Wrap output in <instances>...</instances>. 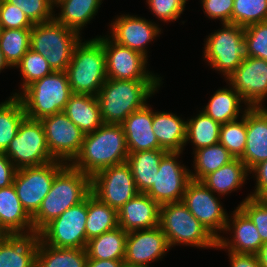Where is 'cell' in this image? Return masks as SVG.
<instances>
[{"label": "cell", "mask_w": 267, "mask_h": 267, "mask_svg": "<svg viewBox=\"0 0 267 267\" xmlns=\"http://www.w3.org/2000/svg\"><path fill=\"white\" fill-rule=\"evenodd\" d=\"M128 155L122 125L103 123L84 135L81 151L71 165L92 177L105 168L125 163Z\"/></svg>", "instance_id": "cell-1"}, {"label": "cell", "mask_w": 267, "mask_h": 267, "mask_svg": "<svg viewBox=\"0 0 267 267\" xmlns=\"http://www.w3.org/2000/svg\"><path fill=\"white\" fill-rule=\"evenodd\" d=\"M161 81L107 79L96 95L103 123L121 124L129 114L147 104Z\"/></svg>", "instance_id": "cell-2"}, {"label": "cell", "mask_w": 267, "mask_h": 267, "mask_svg": "<svg viewBox=\"0 0 267 267\" xmlns=\"http://www.w3.org/2000/svg\"><path fill=\"white\" fill-rule=\"evenodd\" d=\"M91 193V177L66 164L56 175L51 189L32 217L34 232L38 233L51 220L85 200Z\"/></svg>", "instance_id": "cell-3"}, {"label": "cell", "mask_w": 267, "mask_h": 267, "mask_svg": "<svg viewBox=\"0 0 267 267\" xmlns=\"http://www.w3.org/2000/svg\"><path fill=\"white\" fill-rule=\"evenodd\" d=\"M21 92L13 96L21 100L26 117L33 120L64 111L73 94L66 71H53Z\"/></svg>", "instance_id": "cell-4"}, {"label": "cell", "mask_w": 267, "mask_h": 267, "mask_svg": "<svg viewBox=\"0 0 267 267\" xmlns=\"http://www.w3.org/2000/svg\"><path fill=\"white\" fill-rule=\"evenodd\" d=\"M66 73L73 94L96 96L107 80L103 44L97 38L85 42L80 40L74 48Z\"/></svg>", "instance_id": "cell-5"}, {"label": "cell", "mask_w": 267, "mask_h": 267, "mask_svg": "<svg viewBox=\"0 0 267 267\" xmlns=\"http://www.w3.org/2000/svg\"><path fill=\"white\" fill-rule=\"evenodd\" d=\"M80 40L78 32L53 19L33 25L30 49L44 56L53 71H66Z\"/></svg>", "instance_id": "cell-6"}, {"label": "cell", "mask_w": 267, "mask_h": 267, "mask_svg": "<svg viewBox=\"0 0 267 267\" xmlns=\"http://www.w3.org/2000/svg\"><path fill=\"white\" fill-rule=\"evenodd\" d=\"M159 226L170 248L185 244L216 249L217 240L190 213L182 201L160 205Z\"/></svg>", "instance_id": "cell-7"}, {"label": "cell", "mask_w": 267, "mask_h": 267, "mask_svg": "<svg viewBox=\"0 0 267 267\" xmlns=\"http://www.w3.org/2000/svg\"><path fill=\"white\" fill-rule=\"evenodd\" d=\"M222 25L223 29L206 38L204 59L211 68L220 71L227 78L247 57L246 41L244 27L232 23Z\"/></svg>", "instance_id": "cell-8"}, {"label": "cell", "mask_w": 267, "mask_h": 267, "mask_svg": "<svg viewBox=\"0 0 267 267\" xmlns=\"http://www.w3.org/2000/svg\"><path fill=\"white\" fill-rule=\"evenodd\" d=\"M4 154L17 169L55 161L49 152L41 121L27 117L21 122Z\"/></svg>", "instance_id": "cell-9"}, {"label": "cell", "mask_w": 267, "mask_h": 267, "mask_svg": "<svg viewBox=\"0 0 267 267\" xmlns=\"http://www.w3.org/2000/svg\"><path fill=\"white\" fill-rule=\"evenodd\" d=\"M87 198L51 220L39 232V239L56 248L86 249Z\"/></svg>", "instance_id": "cell-10"}, {"label": "cell", "mask_w": 267, "mask_h": 267, "mask_svg": "<svg viewBox=\"0 0 267 267\" xmlns=\"http://www.w3.org/2000/svg\"><path fill=\"white\" fill-rule=\"evenodd\" d=\"M66 165L61 161L17 169L13 185L22 207L32 218L51 189L55 175Z\"/></svg>", "instance_id": "cell-11"}, {"label": "cell", "mask_w": 267, "mask_h": 267, "mask_svg": "<svg viewBox=\"0 0 267 267\" xmlns=\"http://www.w3.org/2000/svg\"><path fill=\"white\" fill-rule=\"evenodd\" d=\"M40 121L52 158L71 164L81 151L85 134L63 111Z\"/></svg>", "instance_id": "cell-12"}, {"label": "cell", "mask_w": 267, "mask_h": 267, "mask_svg": "<svg viewBox=\"0 0 267 267\" xmlns=\"http://www.w3.org/2000/svg\"><path fill=\"white\" fill-rule=\"evenodd\" d=\"M91 193L119 211L139 192L136 189L130 166L125 162L105 168L93 175Z\"/></svg>", "instance_id": "cell-13"}, {"label": "cell", "mask_w": 267, "mask_h": 267, "mask_svg": "<svg viewBox=\"0 0 267 267\" xmlns=\"http://www.w3.org/2000/svg\"><path fill=\"white\" fill-rule=\"evenodd\" d=\"M106 54L107 79L161 80L146 69L148 58L142 53L116 43L110 36L96 37Z\"/></svg>", "instance_id": "cell-14"}, {"label": "cell", "mask_w": 267, "mask_h": 267, "mask_svg": "<svg viewBox=\"0 0 267 267\" xmlns=\"http://www.w3.org/2000/svg\"><path fill=\"white\" fill-rule=\"evenodd\" d=\"M201 181L191 179L187 184L182 202L190 213L216 239L220 237L218 231H224L228 214L214 195Z\"/></svg>", "instance_id": "cell-15"}, {"label": "cell", "mask_w": 267, "mask_h": 267, "mask_svg": "<svg viewBox=\"0 0 267 267\" xmlns=\"http://www.w3.org/2000/svg\"><path fill=\"white\" fill-rule=\"evenodd\" d=\"M182 152H167L161 159L154 184L146 194L159 205L183 200L187 184L191 180L190 172L178 163Z\"/></svg>", "instance_id": "cell-16"}, {"label": "cell", "mask_w": 267, "mask_h": 267, "mask_svg": "<svg viewBox=\"0 0 267 267\" xmlns=\"http://www.w3.org/2000/svg\"><path fill=\"white\" fill-rule=\"evenodd\" d=\"M226 80L249 108L264 107L262 103L267 98L266 60L247 56Z\"/></svg>", "instance_id": "cell-17"}, {"label": "cell", "mask_w": 267, "mask_h": 267, "mask_svg": "<svg viewBox=\"0 0 267 267\" xmlns=\"http://www.w3.org/2000/svg\"><path fill=\"white\" fill-rule=\"evenodd\" d=\"M170 249L160 226L127 233L124 262L130 265L150 267Z\"/></svg>", "instance_id": "cell-18"}, {"label": "cell", "mask_w": 267, "mask_h": 267, "mask_svg": "<svg viewBox=\"0 0 267 267\" xmlns=\"http://www.w3.org/2000/svg\"><path fill=\"white\" fill-rule=\"evenodd\" d=\"M134 15H121L111 23V38L118 44L147 56L146 45L161 34L159 25Z\"/></svg>", "instance_id": "cell-19"}, {"label": "cell", "mask_w": 267, "mask_h": 267, "mask_svg": "<svg viewBox=\"0 0 267 267\" xmlns=\"http://www.w3.org/2000/svg\"><path fill=\"white\" fill-rule=\"evenodd\" d=\"M233 216H228L225 231H231L233 239L220 236L217 240L218 249H228L235 253L256 254L263 245L260 234L249 216L238 206L232 213ZM229 217H232V219ZM230 221H232L230 223ZM233 225V226H232ZM232 226V227H231Z\"/></svg>", "instance_id": "cell-20"}, {"label": "cell", "mask_w": 267, "mask_h": 267, "mask_svg": "<svg viewBox=\"0 0 267 267\" xmlns=\"http://www.w3.org/2000/svg\"><path fill=\"white\" fill-rule=\"evenodd\" d=\"M246 107V146L240 160L250 171L267 160V109Z\"/></svg>", "instance_id": "cell-21"}, {"label": "cell", "mask_w": 267, "mask_h": 267, "mask_svg": "<svg viewBox=\"0 0 267 267\" xmlns=\"http://www.w3.org/2000/svg\"><path fill=\"white\" fill-rule=\"evenodd\" d=\"M160 205L146 193H138L118 211V224L125 232L159 225Z\"/></svg>", "instance_id": "cell-22"}, {"label": "cell", "mask_w": 267, "mask_h": 267, "mask_svg": "<svg viewBox=\"0 0 267 267\" xmlns=\"http://www.w3.org/2000/svg\"><path fill=\"white\" fill-rule=\"evenodd\" d=\"M153 110L146 104L121 123L128 153L161 149L152 128Z\"/></svg>", "instance_id": "cell-23"}, {"label": "cell", "mask_w": 267, "mask_h": 267, "mask_svg": "<svg viewBox=\"0 0 267 267\" xmlns=\"http://www.w3.org/2000/svg\"><path fill=\"white\" fill-rule=\"evenodd\" d=\"M0 223L11 235L35 233L32 218L22 207L13 184L0 188Z\"/></svg>", "instance_id": "cell-24"}, {"label": "cell", "mask_w": 267, "mask_h": 267, "mask_svg": "<svg viewBox=\"0 0 267 267\" xmlns=\"http://www.w3.org/2000/svg\"><path fill=\"white\" fill-rule=\"evenodd\" d=\"M38 233L11 235L0 244V267H35Z\"/></svg>", "instance_id": "cell-25"}, {"label": "cell", "mask_w": 267, "mask_h": 267, "mask_svg": "<svg viewBox=\"0 0 267 267\" xmlns=\"http://www.w3.org/2000/svg\"><path fill=\"white\" fill-rule=\"evenodd\" d=\"M152 128L160 148L167 152H183L187 121L167 112H153Z\"/></svg>", "instance_id": "cell-26"}, {"label": "cell", "mask_w": 267, "mask_h": 267, "mask_svg": "<svg viewBox=\"0 0 267 267\" xmlns=\"http://www.w3.org/2000/svg\"><path fill=\"white\" fill-rule=\"evenodd\" d=\"M84 134L98 129L103 120L96 96L88 94H72L63 111Z\"/></svg>", "instance_id": "cell-27"}, {"label": "cell", "mask_w": 267, "mask_h": 267, "mask_svg": "<svg viewBox=\"0 0 267 267\" xmlns=\"http://www.w3.org/2000/svg\"><path fill=\"white\" fill-rule=\"evenodd\" d=\"M249 170L240 158H234L228 164L206 175L201 182L220 197L240 189L248 177Z\"/></svg>", "instance_id": "cell-28"}, {"label": "cell", "mask_w": 267, "mask_h": 267, "mask_svg": "<svg viewBox=\"0 0 267 267\" xmlns=\"http://www.w3.org/2000/svg\"><path fill=\"white\" fill-rule=\"evenodd\" d=\"M166 153L163 149L129 153L126 163L130 166L138 192L146 193L152 187L161 159Z\"/></svg>", "instance_id": "cell-29"}, {"label": "cell", "mask_w": 267, "mask_h": 267, "mask_svg": "<svg viewBox=\"0 0 267 267\" xmlns=\"http://www.w3.org/2000/svg\"><path fill=\"white\" fill-rule=\"evenodd\" d=\"M127 232L121 227L91 238L86 246L88 259L124 260Z\"/></svg>", "instance_id": "cell-30"}, {"label": "cell", "mask_w": 267, "mask_h": 267, "mask_svg": "<svg viewBox=\"0 0 267 267\" xmlns=\"http://www.w3.org/2000/svg\"><path fill=\"white\" fill-rule=\"evenodd\" d=\"M101 2L102 0H60L55 6L61 8V14L54 16V19L80 34L82 27L98 12Z\"/></svg>", "instance_id": "cell-31"}, {"label": "cell", "mask_w": 267, "mask_h": 267, "mask_svg": "<svg viewBox=\"0 0 267 267\" xmlns=\"http://www.w3.org/2000/svg\"><path fill=\"white\" fill-rule=\"evenodd\" d=\"M86 249L56 248L39 239L35 267H86Z\"/></svg>", "instance_id": "cell-32"}, {"label": "cell", "mask_w": 267, "mask_h": 267, "mask_svg": "<svg viewBox=\"0 0 267 267\" xmlns=\"http://www.w3.org/2000/svg\"><path fill=\"white\" fill-rule=\"evenodd\" d=\"M117 227L118 211L90 193L87 196L86 239L89 241Z\"/></svg>", "instance_id": "cell-33"}, {"label": "cell", "mask_w": 267, "mask_h": 267, "mask_svg": "<svg viewBox=\"0 0 267 267\" xmlns=\"http://www.w3.org/2000/svg\"><path fill=\"white\" fill-rule=\"evenodd\" d=\"M241 102H244L241 95L229 86V88L218 89L202 111L213 120L223 124L238 119L241 113Z\"/></svg>", "instance_id": "cell-34"}, {"label": "cell", "mask_w": 267, "mask_h": 267, "mask_svg": "<svg viewBox=\"0 0 267 267\" xmlns=\"http://www.w3.org/2000/svg\"><path fill=\"white\" fill-rule=\"evenodd\" d=\"M193 154L195 173L190 171V177L197 181H201L206 175L218 170L234 159L220 143L194 150Z\"/></svg>", "instance_id": "cell-35"}, {"label": "cell", "mask_w": 267, "mask_h": 267, "mask_svg": "<svg viewBox=\"0 0 267 267\" xmlns=\"http://www.w3.org/2000/svg\"><path fill=\"white\" fill-rule=\"evenodd\" d=\"M26 114L21 100L10 96L0 104V153H4L10 142L16 136L21 122Z\"/></svg>", "instance_id": "cell-36"}, {"label": "cell", "mask_w": 267, "mask_h": 267, "mask_svg": "<svg viewBox=\"0 0 267 267\" xmlns=\"http://www.w3.org/2000/svg\"><path fill=\"white\" fill-rule=\"evenodd\" d=\"M221 124L206 115L203 111L197 114L196 118L187 121L186 140L191 141L197 150L219 143Z\"/></svg>", "instance_id": "cell-37"}, {"label": "cell", "mask_w": 267, "mask_h": 267, "mask_svg": "<svg viewBox=\"0 0 267 267\" xmlns=\"http://www.w3.org/2000/svg\"><path fill=\"white\" fill-rule=\"evenodd\" d=\"M31 29H0V50L11 67H16L30 49Z\"/></svg>", "instance_id": "cell-38"}, {"label": "cell", "mask_w": 267, "mask_h": 267, "mask_svg": "<svg viewBox=\"0 0 267 267\" xmlns=\"http://www.w3.org/2000/svg\"><path fill=\"white\" fill-rule=\"evenodd\" d=\"M246 110L240 116L241 120H233L221 124L219 143L222 144L234 158L243 156L246 146Z\"/></svg>", "instance_id": "cell-39"}, {"label": "cell", "mask_w": 267, "mask_h": 267, "mask_svg": "<svg viewBox=\"0 0 267 267\" xmlns=\"http://www.w3.org/2000/svg\"><path fill=\"white\" fill-rule=\"evenodd\" d=\"M267 22V0H234L232 24L247 27Z\"/></svg>", "instance_id": "cell-40"}, {"label": "cell", "mask_w": 267, "mask_h": 267, "mask_svg": "<svg viewBox=\"0 0 267 267\" xmlns=\"http://www.w3.org/2000/svg\"><path fill=\"white\" fill-rule=\"evenodd\" d=\"M16 68H20V73L23 78L21 90L34 81L42 79L53 72L46 58L41 54L34 52L32 49H29L26 52L20 62L16 65Z\"/></svg>", "instance_id": "cell-41"}, {"label": "cell", "mask_w": 267, "mask_h": 267, "mask_svg": "<svg viewBox=\"0 0 267 267\" xmlns=\"http://www.w3.org/2000/svg\"><path fill=\"white\" fill-rule=\"evenodd\" d=\"M246 55L267 61V22L256 23L244 28Z\"/></svg>", "instance_id": "cell-42"}, {"label": "cell", "mask_w": 267, "mask_h": 267, "mask_svg": "<svg viewBox=\"0 0 267 267\" xmlns=\"http://www.w3.org/2000/svg\"><path fill=\"white\" fill-rule=\"evenodd\" d=\"M18 7L33 23H44L54 19V5L51 0H7Z\"/></svg>", "instance_id": "cell-43"}, {"label": "cell", "mask_w": 267, "mask_h": 267, "mask_svg": "<svg viewBox=\"0 0 267 267\" xmlns=\"http://www.w3.org/2000/svg\"><path fill=\"white\" fill-rule=\"evenodd\" d=\"M252 220L258 230L262 243L267 242V198L248 195L238 205Z\"/></svg>", "instance_id": "cell-44"}, {"label": "cell", "mask_w": 267, "mask_h": 267, "mask_svg": "<svg viewBox=\"0 0 267 267\" xmlns=\"http://www.w3.org/2000/svg\"><path fill=\"white\" fill-rule=\"evenodd\" d=\"M33 23L15 5L3 1L0 9V29H31Z\"/></svg>", "instance_id": "cell-45"}, {"label": "cell", "mask_w": 267, "mask_h": 267, "mask_svg": "<svg viewBox=\"0 0 267 267\" xmlns=\"http://www.w3.org/2000/svg\"><path fill=\"white\" fill-rule=\"evenodd\" d=\"M188 0H147L149 9L159 20L176 21L183 13Z\"/></svg>", "instance_id": "cell-46"}, {"label": "cell", "mask_w": 267, "mask_h": 267, "mask_svg": "<svg viewBox=\"0 0 267 267\" xmlns=\"http://www.w3.org/2000/svg\"><path fill=\"white\" fill-rule=\"evenodd\" d=\"M202 8L211 19H218L223 23H232L234 0H201Z\"/></svg>", "instance_id": "cell-47"}, {"label": "cell", "mask_w": 267, "mask_h": 267, "mask_svg": "<svg viewBox=\"0 0 267 267\" xmlns=\"http://www.w3.org/2000/svg\"><path fill=\"white\" fill-rule=\"evenodd\" d=\"M249 172L250 174L254 172L257 182L255 191L249 195L256 198H267V160L258 163Z\"/></svg>", "instance_id": "cell-48"}, {"label": "cell", "mask_w": 267, "mask_h": 267, "mask_svg": "<svg viewBox=\"0 0 267 267\" xmlns=\"http://www.w3.org/2000/svg\"><path fill=\"white\" fill-rule=\"evenodd\" d=\"M17 168L4 154L0 153V188L13 184Z\"/></svg>", "instance_id": "cell-49"}, {"label": "cell", "mask_w": 267, "mask_h": 267, "mask_svg": "<svg viewBox=\"0 0 267 267\" xmlns=\"http://www.w3.org/2000/svg\"><path fill=\"white\" fill-rule=\"evenodd\" d=\"M231 267H261L256 254L228 252Z\"/></svg>", "instance_id": "cell-50"}, {"label": "cell", "mask_w": 267, "mask_h": 267, "mask_svg": "<svg viewBox=\"0 0 267 267\" xmlns=\"http://www.w3.org/2000/svg\"><path fill=\"white\" fill-rule=\"evenodd\" d=\"M124 260L87 259L86 267H122Z\"/></svg>", "instance_id": "cell-51"}, {"label": "cell", "mask_w": 267, "mask_h": 267, "mask_svg": "<svg viewBox=\"0 0 267 267\" xmlns=\"http://www.w3.org/2000/svg\"><path fill=\"white\" fill-rule=\"evenodd\" d=\"M258 262L261 267H267V242L263 243L260 250L256 253Z\"/></svg>", "instance_id": "cell-52"}, {"label": "cell", "mask_w": 267, "mask_h": 267, "mask_svg": "<svg viewBox=\"0 0 267 267\" xmlns=\"http://www.w3.org/2000/svg\"><path fill=\"white\" fill-rule=\"evenodd\" d=\"M11 234L0 223V244L3 243Z\"/></svg>", "instance_id": "cell-53"}, {"label": "cell", "mask_w": 267, "mask_h": 267, "mask_svg": "<svg viewBox=\"0 0 267 267\" xmlns=\"http://www.w3.org/2000/svg\"><path fill=\"white\" fill-rule=\"evenodd\" d=\"M7 67H10V65L7 63V61L4 58L3 53L0 50V72H1V70L5 69Z\"/></svg>", "instance_id": "cell-54"}, {"label": "cell", "mask_w": 267, "mask_h": 267, "mask_svg": "<svg viewBox=\"0 0 267 267\" xmlns=\"http://www.w3.org/2000/svg\"><path fill=\"white\" fill-rule=\"evenodd\" d=\"M122 267H145V266H138V265H130L124 262Z\"/></svg>", "instance_id": "cell-55"}, {"label": "cell", "mask_w": 267, "mask_h": 267, "mask_svg": "<svg viewBox=\"0 0 267 267\" xmlns=\"http://www.w3.org/2000/svg\"><path fill=\"white\" fill-rule=\"evenodd\" d=\"M60 0H51L52 4L55 5L57 2H59Z\"/></svg>", "instance_id": "cell-56"}, {"label": "cell", "mask_w": 267, "mask_h": 267, "mask_svg": "<svg viewBox=\"0 0 267 267\" xmlns=\"http://www.w3.org/2000/svg\"><path fill=\"white\" fill-rule=\"evenodd\" d=\"M3 1H4V0H0V9H1V7H2Z\"/></svg>", "instance_id": "cell-57"}]
</instances>
